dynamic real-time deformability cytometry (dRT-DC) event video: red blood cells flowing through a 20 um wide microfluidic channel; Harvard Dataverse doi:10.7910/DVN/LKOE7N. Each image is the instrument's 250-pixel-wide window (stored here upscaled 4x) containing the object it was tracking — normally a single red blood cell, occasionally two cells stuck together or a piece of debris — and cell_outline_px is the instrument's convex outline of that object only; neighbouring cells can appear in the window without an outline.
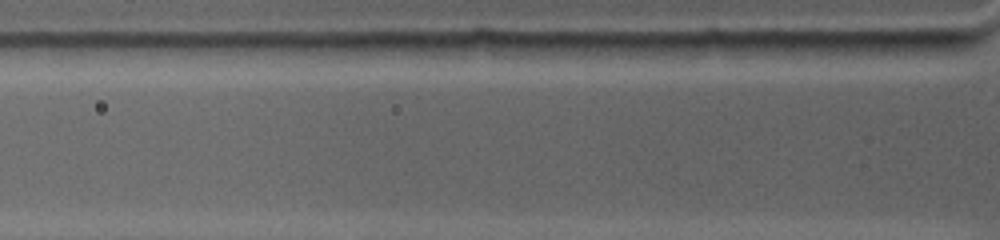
{"species": "common noctule bat (a hibernating species)", "species_latin": "Nyctalus noctula", "temperature_condition": "warm", "stored_images_in_passage": 2, "camera_frame_rate_fps": 4500, "um_per_image_px": 0.085, "animal": {"sex": "female", "body_mass_g": 19.0, "forearm_length_mm": 53.3}, "frame": {"image": 1, "passage_image": 2, "time_ms": 0.222, "image_size_px": [1000, 240], "cell_outline_px": [[720, 40], [704, 52], [672, 60], [588, 60], [572, 44], [708, 40]], "centroid_in_image_um": [54.74, 4.26], "position_along_channel_um": 71.1, "area_um2": 15.95}}